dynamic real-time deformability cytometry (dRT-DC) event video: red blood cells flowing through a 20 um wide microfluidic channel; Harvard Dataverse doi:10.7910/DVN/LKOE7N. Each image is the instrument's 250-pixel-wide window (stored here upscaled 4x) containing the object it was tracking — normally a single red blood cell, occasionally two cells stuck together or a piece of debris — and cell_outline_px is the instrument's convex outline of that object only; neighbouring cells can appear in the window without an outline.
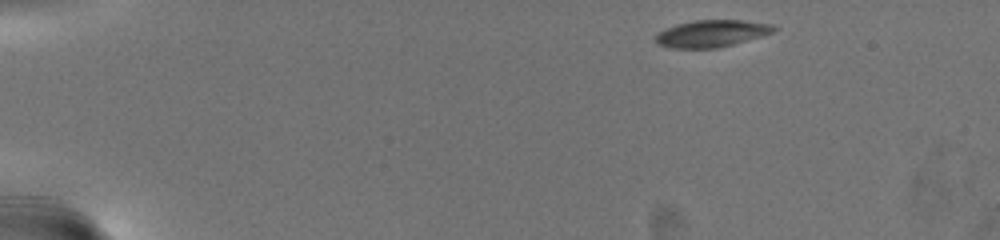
{"species": "common noctule bat (a hibernating species)", "species_latin": "Nyctalus noctula", "temperature_condition": "warm", "stored_images_in_passage": 55, "camera_frame_rate_fps": 3000, "um_per_image_px": 0.085, "animal": {"sex": "female", "body_mass_g": 19.5, "forearm_length_mm": 54.1}, "frame": {"image": 1, "passage_image": 1, "time_ms": 0.0, "image_size_px": [1000, 240], "cell_outline_px": [[776, 28], [772, 32], [760, 36], [732, 44], [716, 48], [668, 48], [656, 44], [656, 36], [660, 32], [676, 24], [696, 20], [740, 20], [772, 24]], "centroid_in_image_um": [60.45, 2.85], "position_along_channel_um": 24.6, "area_um2": 18.26}}
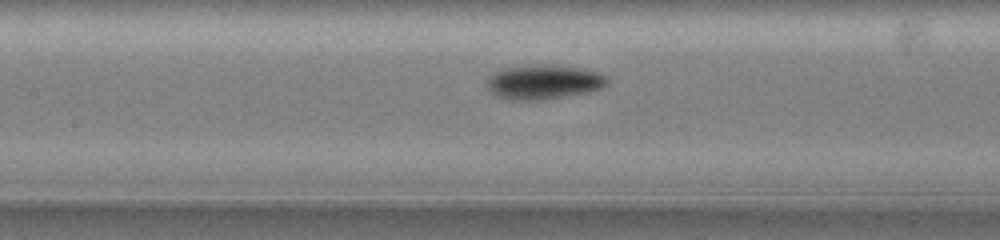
{"frame": {"image": 2, "passage_image": 26, "time_ms": 8.333, "image_size_px": [1000, 240], "cell_outline_px": [[608, 84], [600, 88], [584, 92], [540, 100], [504, 100], [496, 96], [488, 88], [488, 80], [496, 72], [504, 68], [532, 64], [556, 64], [580, 68], [596, 72], [604, 76], [608, 80]], "centroid_in_image_um": [46.18, 6.96], "position_along_channel_um": 161.2, "area_um2": 23.93}}
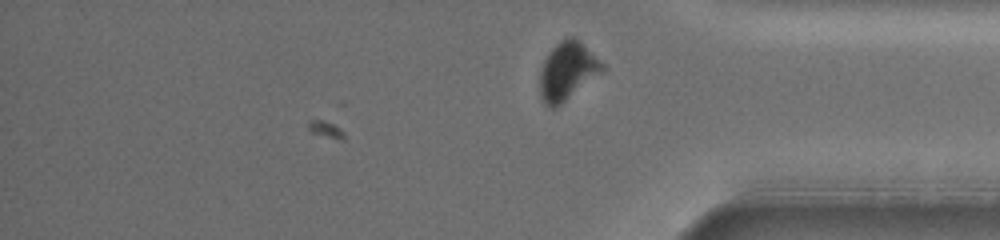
{"frame": {"image": 3, "passage_image": 49, "time_ms": 16.0, "image_size_px": [1000, 240], "cell_outline_px": [[604, 72], [560, 104], [552, 108], [544, 104], [540, 96], [540, 76], [544, 60], [548, 52], [560, 40], [568, 36], [572, 36], [580, 40], [604, 64]], "centroid_in_image_um": [48.25, 6.02], "position_along_channel_um": 387.0, "area_um2": 21.1}, "authors_computed_cell_mechanics": {"area_um2": 21.5594, "velocity_mm_per_s": 3.028, "shape_relaxation_time_tau1_ms": 2.2845, "shape_relaxation_time_tau2_ms": 2.5011, "deformation_change_tau1": 0.1218, "deformation_change_tau2": 0.0621}}